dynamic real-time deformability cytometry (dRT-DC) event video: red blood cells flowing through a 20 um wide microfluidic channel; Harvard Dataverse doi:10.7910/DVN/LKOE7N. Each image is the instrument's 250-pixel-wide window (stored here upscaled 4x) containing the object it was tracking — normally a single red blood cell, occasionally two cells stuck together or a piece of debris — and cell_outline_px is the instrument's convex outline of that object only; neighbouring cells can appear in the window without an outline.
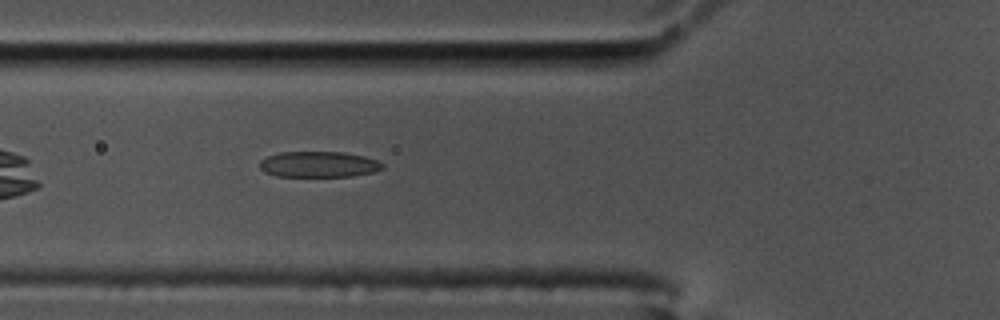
{"species": "common noctule bat (a hibernating species)", "species_latin": "Nyctalus noctula", "temperature_condition": "cold", "stored_images_in_passage": 40, "camera_frame_rate_fps": 3000, "um_per_image_px": 0.085, "animal": {"sex": "male", "body_mass_g": 17.5, "forearm_length_mm": 52.3}, "frame": {"image": 1, "passage_image": 7, "time_ms": 2.0, "image_size_px": [1000, 320], "cell_outline_px": [[384, 168], [372, 172], [352, 176], [276, 176], [264, 172], [260, 168], [260, 160], [268, 156], [280, 152], [344, 152], [364, 156], [376, 160], [384, 164]], "centroid_in_image_um": [27.08, 13.97], "position_along_channel_um": 98.7, "area_um2": 18.44}}
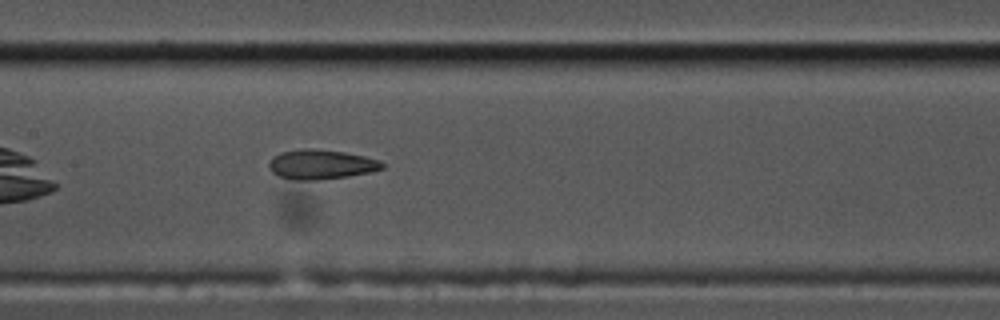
{"frame": {"image": 2, "passage_image": 14, "time_ms": 4.333, "image_size_px": [1000, 320], "cell_outline_px": [[384, 168], [372, 172], [348, 176], [316, 180], [292, 180], [280, 176], [272, 172], [268, 168], [268, 164], [272, 156], [280, 152], [304, 148], [308, 148], [344, 152], [364, 156], [380, 160], [384, 164]], "centroid_in_image_um": [27.27, 13.98], "position_along_channel_um": 180.1, "area_um2": 19.65}}
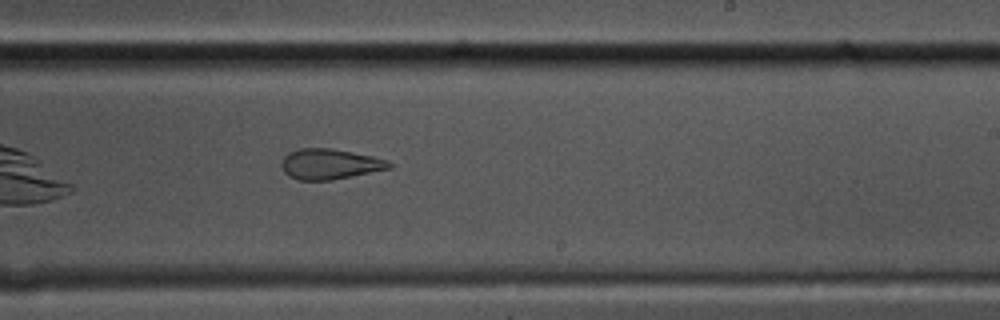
{"frame": {"image": 3, "passage_image": 21, "time_ms": 6.667, "image_size_px": [1000, 320], "cell_outline_px": [[392, 168], [332, 180], [296, 180], [288, 176], [284, 172], [280, 164], [284, 156], [288, 152], [300, 148], [332, 148], [372, 156], [388, 160], [392, 164]], "centroid_in_image_um": [28.01, 13.95], "position_along_channel_um": 261.0, "area_um2": 19.25}}